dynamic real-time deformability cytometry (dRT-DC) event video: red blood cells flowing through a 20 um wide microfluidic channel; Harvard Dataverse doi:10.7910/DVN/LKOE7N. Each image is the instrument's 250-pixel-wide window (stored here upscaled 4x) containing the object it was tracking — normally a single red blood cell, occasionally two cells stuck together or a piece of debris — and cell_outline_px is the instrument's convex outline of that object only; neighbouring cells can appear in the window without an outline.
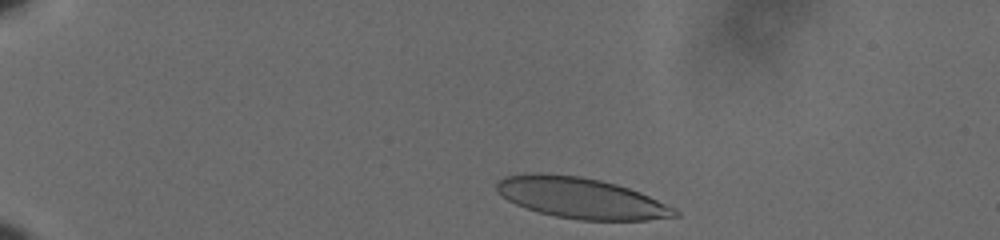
{"species": "human", "species_latin": "Homo sapiens", "temperature_condition": "cold", "stored_images_in_passage": 42, "camera_frame_rate_fps": 3000, "um_per_image_px": 0.085, "donor": {"sex": "male"}, "frame": {"image": 1, "passage_image": 2, "time_ms": 0.333, "image_size_px": [1000, 240], "cell_outline_px": [[680, 216], [648, 220], [580, 220], [556, 216], [540, 212], [516, 204], [508, 200], [496, 188], [496, 180], [504, 176], [528, 172], [544, 172], [580, 176], [600, 180], [616, 184], [640, 192], [676, 208], [680, 212]], "centroid_in_image_um": [49.39, 16.81], "position_along_channel_um": 35.6, "area_um2": 42.54}}
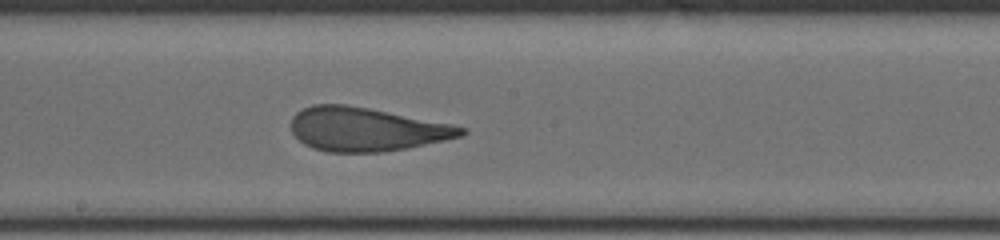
{"frame": {"image": 2, "passage_image": 24, "time_ms": 7.667, "image_size_px": [1000, 240], "cell_outline_px": [[468, 132], [464, 136], [408, 148], [380, 152], [328, 152], [312, 148], [304, 144], [292, 132], [288, 124], [292, 116], [296, 112], [312, 104], [344, 104], [368, 108], [452, 124], [468, 128]], "centroid_in_image_um": [31.12, 10.99], "position_along_channel_um": 217.1, "area_um2": 43.58}}
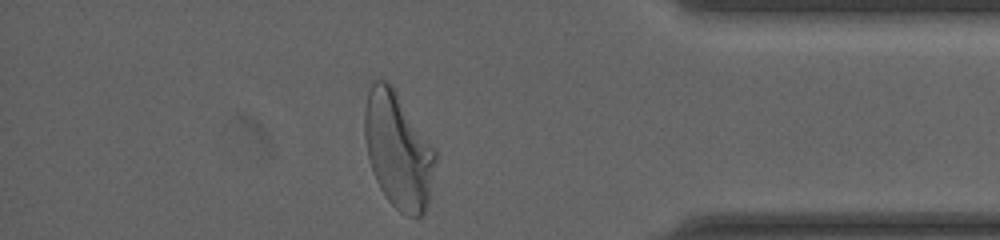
{"frame": {"image": 3, "passage_image": 41, "time_ms": 13.333, "image_size_px": [1000, 240], "cell_outline_px": [[436, 160], [428, 200], [424, 212], [420, 216], [408, 216], [400, 212], [388, 200], [380, 188], [376, 180], [368, 156], [364, 136], [364, 112], [368, 92], [372, 80], [380, 76], [392, 84], [436, 148]], "centroid_in_image_um": [33.84, 12.7], "position_along_channel_um": 401.4, "area_um2": 48.21}, "authors_computed_cell_mechanics": {"area_um2": 43.7835, "velocity_mm_per_s": 3.5996, "shape_relaxation_time_tau1_ms": 4.5334, "shape_relaxation_time_tau2_ms": 1.2779, "deformation_change_tau1": 0.2075, "deformation_change_tau2": 0.1077}}